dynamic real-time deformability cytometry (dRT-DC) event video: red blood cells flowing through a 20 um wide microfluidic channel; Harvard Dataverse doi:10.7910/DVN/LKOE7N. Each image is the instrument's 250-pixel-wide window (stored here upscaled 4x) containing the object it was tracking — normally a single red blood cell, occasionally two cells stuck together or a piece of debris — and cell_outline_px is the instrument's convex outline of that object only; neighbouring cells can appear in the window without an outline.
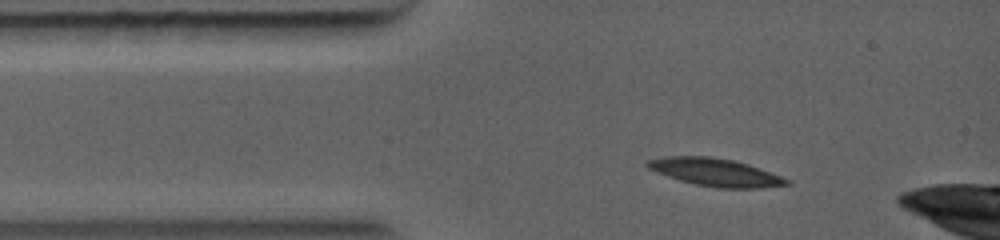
{"species": "common noctule bat (a hibernating species)", "species_latin": "Nyctalus noctula", "temperature_condition": "warm", "stored_images_in_passage": 47, "camera_frame_rate_fps": 5000, "um_per_image_px": 0.085, "animal": {"sex": "female", "body_mass_g": 19.0, "forearm_length_mm": 56.7}, "frame": {"image": 1, "passage_image": 6, "time_ms": 1.0, "image_size_px": [1000, 240], "cell_outline_px": [[792, 184], [760, 188], [716, 188], [696, 184], [680, 180], [668, 176], [648, 168], [644, 164], [648, 160], [664, 156], [712, 156], [732, 160], [748, 164], [792, 180]], "centroid_in_image_um": [60.83, 14.64], "position_along_channel_um": 24.2, "area_um2": 22.48}}
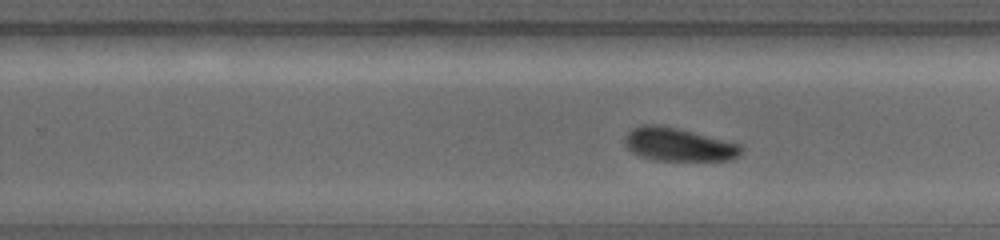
{"frame": {"image": 2, "passage_image": 32, "time_ms": 6.2, "image_size_px": [1000, 240], "cell_outline_px": [[744, 148], [740, 156], [732, 160], [652, 160], [640, 156], [632, 152], [624, 144], [624, 136], [632, 128], [644, 124], [664, 124], [744, 144]], "centroid_in_image_um": [57.72, 12.27], "position_along_channel_um": 272.1, "area_um2": 23.24}}
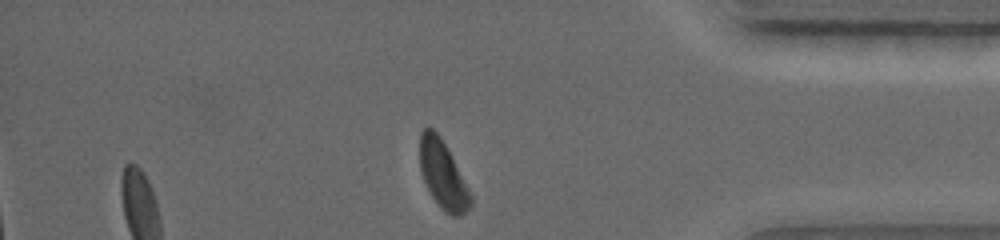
{"frame": {"image": 3, "passage_image": 46, "time_ms": 9.0, "image_size_px": [1000, 240], "cell_outline_px": [[472, 204], [460, 216], [452, 216], [440, 208], [432, 196], [424, 180], [420, 168], [420, 132], [424, 128], [432, 128], [440, 136], [468, 188], [472, 196]], "centroid_in_image_um": [37.63, 14.87], "position_along_channel_um": 397.6, "area_um2": 19.54}}